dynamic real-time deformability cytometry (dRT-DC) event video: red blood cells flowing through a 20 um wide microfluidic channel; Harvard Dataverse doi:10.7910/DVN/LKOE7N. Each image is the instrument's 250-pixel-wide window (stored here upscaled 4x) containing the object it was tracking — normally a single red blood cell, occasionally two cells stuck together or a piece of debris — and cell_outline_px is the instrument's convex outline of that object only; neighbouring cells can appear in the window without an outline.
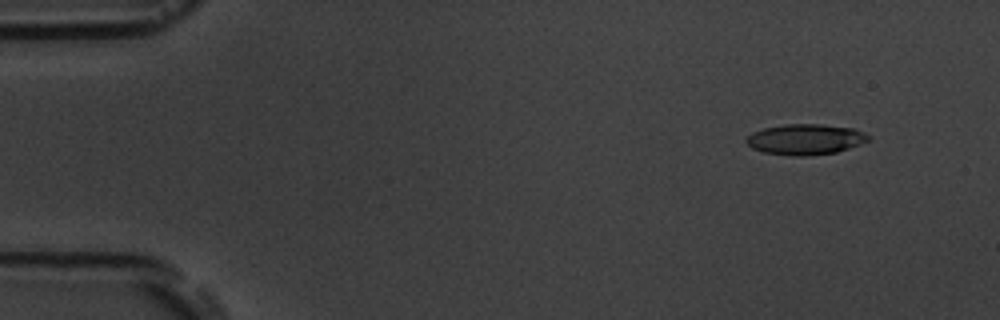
{"species": "common noctule bat (a hibernating species)", "species_latin": "Nyctalus noctula", "temperature_condition": "room temperature", "stored_images_in_passage": 4, "camera_frame_rate_fps": 3000, "um_per_image_px": 0.085, "animal": {"sex": "male", "body_mass_g": 19.5, "forearm_length_mm": 54.6}, "frame": {"image": 1, "passage_image": 1, "time_ms": 0.0, "image_size_px": [1000, 320], "cell_outline_px": [[872, 140], [836, 152], [804, 156], [796, 156], [764, 152], [752, 148], [744, 140], [752, 132], [764, 128], [784, 124], [820, 124], [852, 128], [872, 136]], "centroid_in_image_um": [68.47, 11.84], "position_along_channel_um": 16.5, "area_um2": 21.73}}
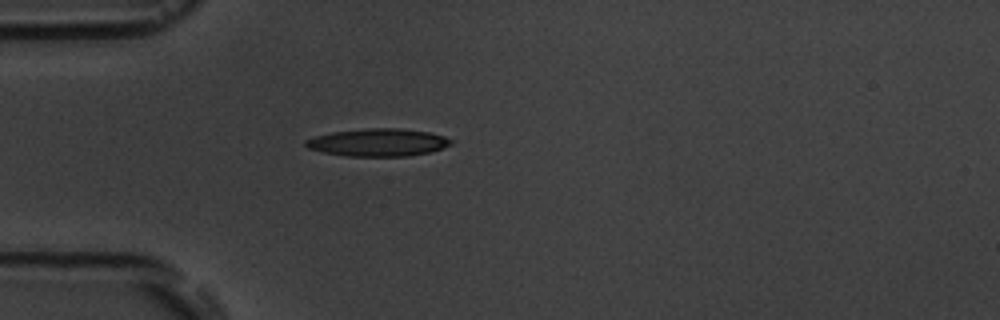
{"frame": {"image": 2, "passage_image": 4, "time_ms": 3.667, "image_size_px": [1000, 320], "cell_outline_px": [[452, 144], [428, 152], [408, 156], [348, 156], [324, 152], [308, 148], [304, 144], [304, 140], [316, 136], [332, 132], [368, 128], [400, 128], [428, 132], [444, 136], [452, 140]], "centroid_in_image_um": [32.12, 12.1], "position_along_channel_um": 52.9, "area_um2": 23.18}}